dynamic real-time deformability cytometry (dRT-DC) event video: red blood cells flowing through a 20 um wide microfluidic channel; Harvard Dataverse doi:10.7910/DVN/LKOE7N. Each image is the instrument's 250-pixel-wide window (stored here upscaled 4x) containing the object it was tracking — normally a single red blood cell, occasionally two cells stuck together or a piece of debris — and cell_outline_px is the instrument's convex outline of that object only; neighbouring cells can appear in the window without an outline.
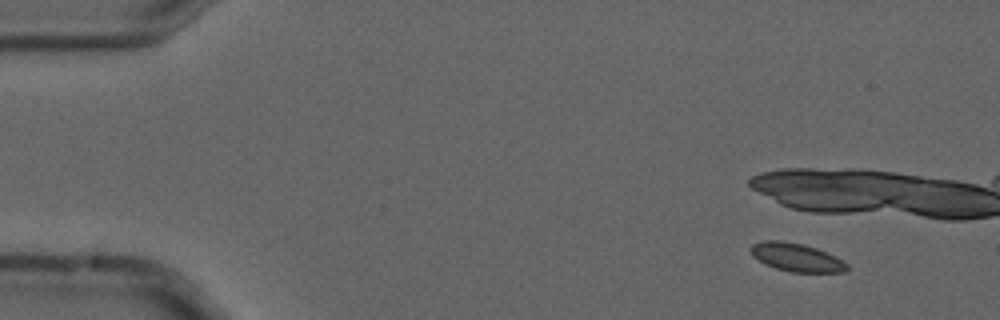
{"species": "common noctule bat (a hibernating species)", "species_latin": "Nyctalus noctula", "temperature_condition": "cold", "stored_images_in_passage": 2, "camera_frame_rate_fps": 3000, "um_per_image_px": 0.085, "animal": {"sex": "male", "forearm_length_mm": 52.5}, "frame": {"image": 1, "passage_image": 1, "time_ms": 0.0, "image_size_px": [1000, 320], "cell_outline_px": [[848, 268], [844, 272], [792, 272], [776, 268], [764, 264], [752, 256], [748, 248], [752, 244], [764, 240], [780, 240], [804, 244], [816, 248], [848, 264]], "centroid_in_image_um": [67.62, 21.86], "position_along_channel_um": 17.4, "area_um2": 15.78}}